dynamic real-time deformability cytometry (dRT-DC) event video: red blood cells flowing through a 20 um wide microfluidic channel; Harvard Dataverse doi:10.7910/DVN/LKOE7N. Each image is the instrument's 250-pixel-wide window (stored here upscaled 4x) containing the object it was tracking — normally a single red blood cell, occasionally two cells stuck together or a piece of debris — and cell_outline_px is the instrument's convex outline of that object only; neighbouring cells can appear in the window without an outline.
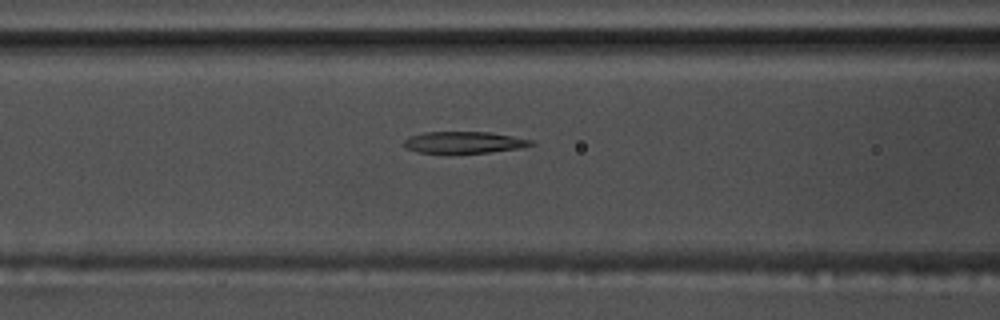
{"species": "common noctule bat (a hibernating species)", "species_latin": "Nyctalus noctula", "temperature_condition": "warm", "stored_images_in_passage": 45, "camera_frame_rate_fps": 3000, "um_per_image_px": 0.085, "animal": {"sex": "male", "body_mass_g": 17.5, "forearm_length_mm": 52.3}, "frame": {"image": 1, "passage_image": 13, "time_ms": 4.0, "image_size_px": [1000, 320], "cell_outline_px": [[536, 144], [520, 148], [488, 152], [448, 156], [420, 152], [408, 148], [404, 144], [404, 140], [412, 136], [424, 132], [488, 132], [512, 136], [532, 140]], "centroid_in_image_um": [39.43, 12.14], "position_along_channel_um": 127.2, "area_um2": 16.53}}
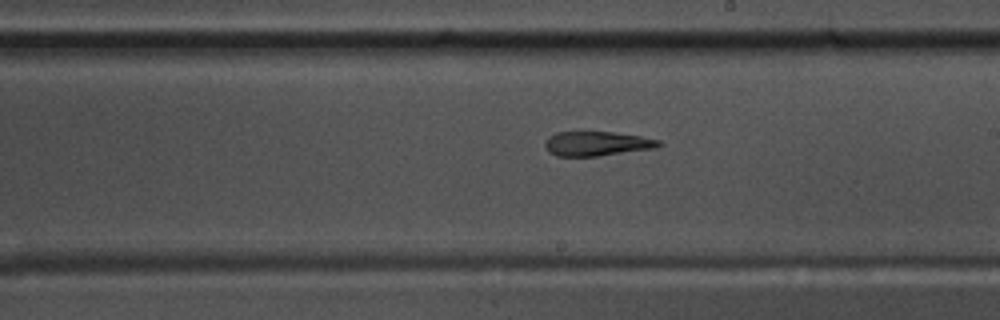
{"frame": {"image": 2, "passage_image": 22, "time_ms": 7.0, "image_size_px": [1000, 320], "cell_outline_px": [[664, 144], [652, 148], [596, 156], [556, 156], [548, 152], [544, 144], [548, 136], [556, 132], [612, 132], [640, 136], [660, 140]], "centroid_in_image_um": [50.69, 12.2], "position_along_channel_um": 238.3, "area_um2": 16.07}}
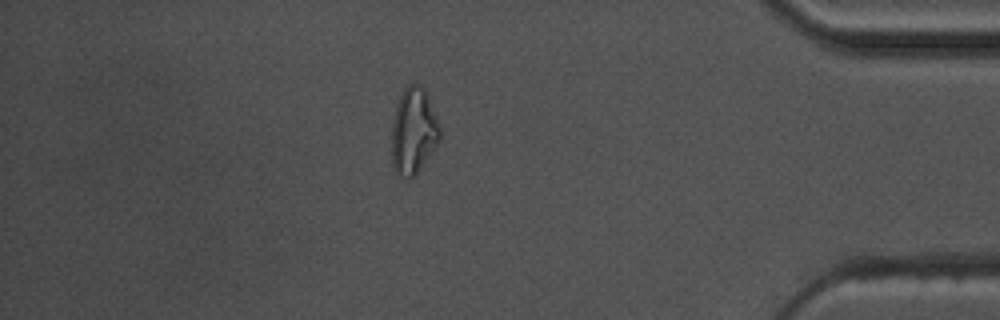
{"frame": {"image": 3, "passage_image": 38, "time_ms": 12.333, "image_size_px": [1000, 320], "cell_outline_px": [[440, 140], [416, 172], [412, 176], [400, 176], [392, 168], [392, 120], [396, 104], [404, 88], [408, 84], [420, 84], [424, 88], [428, 96], [436, 116], [440, 128]], "centroid_in_image_um": [35.13, 11.09], "position_along_channel_um": 400.1, "area_um2": 23.93}, "authors_computed_cell_mechanics": {"area_um2": 17.6868, "velocity_mm_per_s": 3.724, "shape_relaxation_time_tau1_ms": null, "shape_relaxation_time_tau2_ms": 5.2956, "deformation_change_tau1": null, "deformation_change_tau2": 0.1798}}